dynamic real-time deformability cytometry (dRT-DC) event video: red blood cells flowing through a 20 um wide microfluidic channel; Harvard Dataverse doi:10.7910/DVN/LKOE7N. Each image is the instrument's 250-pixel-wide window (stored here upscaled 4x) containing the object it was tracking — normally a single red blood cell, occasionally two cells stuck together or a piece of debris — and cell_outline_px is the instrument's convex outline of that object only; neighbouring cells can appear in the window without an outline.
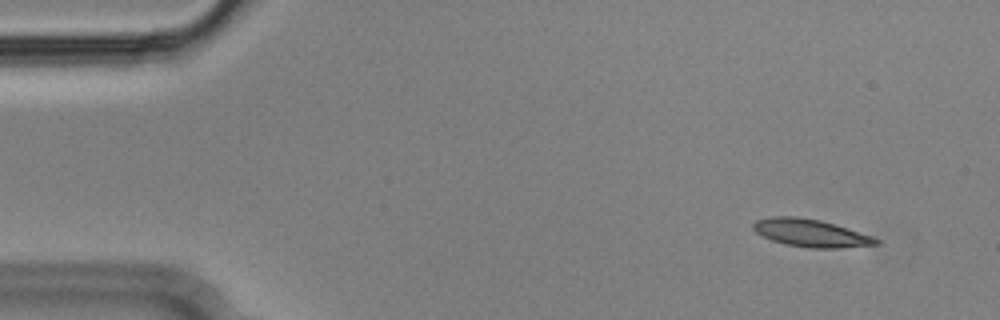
{"species": "Egyptian fruit bat (a non-hibernating species)", "species_latin": "Rousettus aegyptiacus", "temperature_condition": "cold", "stored_images_in_passage": 55, "segment_of_instrument_passage": [1, 2], "camera_frame_rate_fps": 3000, "um_per_image_px": 0.085, "animal": {"sex": "male"}, "frame": {"image": 1, "passage_image": 4, "time_ms": 1.0, "image_size_px": [1000, 320], "cell_outline_px": [[880, 244], [836, 248], [812, 248], [788, 244], [772, 240], [756, 232], [752, 228], [752, 224], [756, 220], [772, 216], [796, 216], [820, 220], [872, 236], [880, 240]], "centroid_in_image_um": [68.9, 19.8], "position_along_channel_um": 16.1, "area_um2": 19.48}}
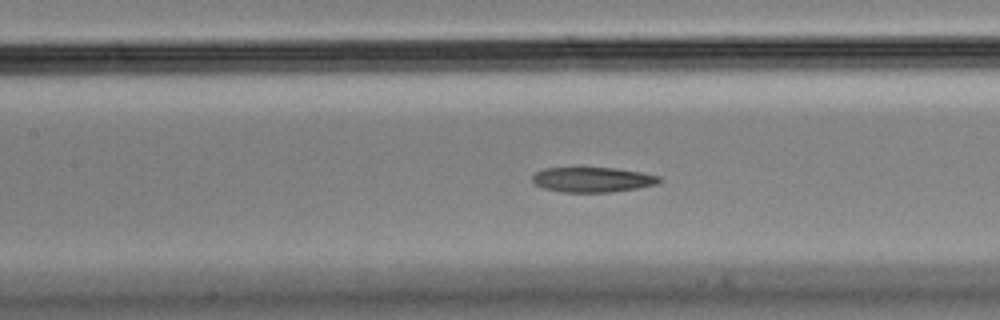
{"frame": {"image": 2, "passage_image": 24, "time_ms": 7.667, "image_size_px": [1000, 320], "cell_outline_px": [[660, 180], [656, 184], [636, 188], [608, 192], [560, 192], [544, 188], [536, 184], [532, 180], [532, 176], [536, 172], [544, 168], [616, 168], [640, 172], [660, 176]], "centroid_in_image_um": [50.34, 15.27], "position_along_channel_um": 157.1, "area_um2": 18.26}}
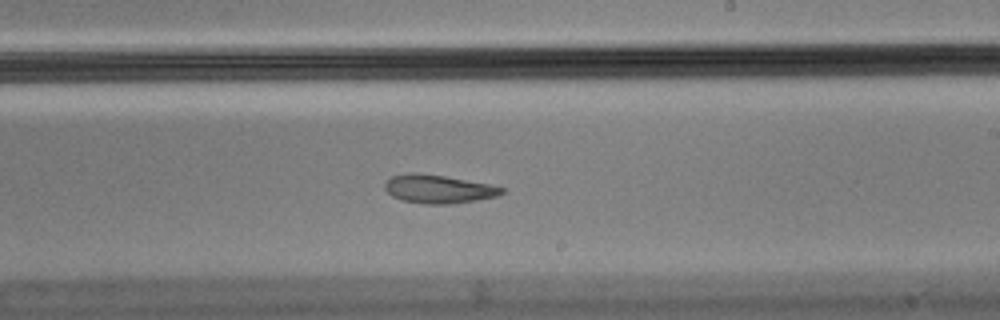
{"frame": {"image": 3, "passage_image": 32, "time_ms": 10.333, "image_size_px": [1000, 320], "cell_outline_px": [[504, 192], [496, 196], [476, 200], [452, 204], [424, 204], [404, 200], [392, 196], [384, 188], [384, 184], [392, 176], [416, 172], [444, 176], [488, 184], [504, 188]], "centroid_in_image_um": [37.25, 16.07], "position_along_channel_um": 251.8, "area_um2": 19.07}}